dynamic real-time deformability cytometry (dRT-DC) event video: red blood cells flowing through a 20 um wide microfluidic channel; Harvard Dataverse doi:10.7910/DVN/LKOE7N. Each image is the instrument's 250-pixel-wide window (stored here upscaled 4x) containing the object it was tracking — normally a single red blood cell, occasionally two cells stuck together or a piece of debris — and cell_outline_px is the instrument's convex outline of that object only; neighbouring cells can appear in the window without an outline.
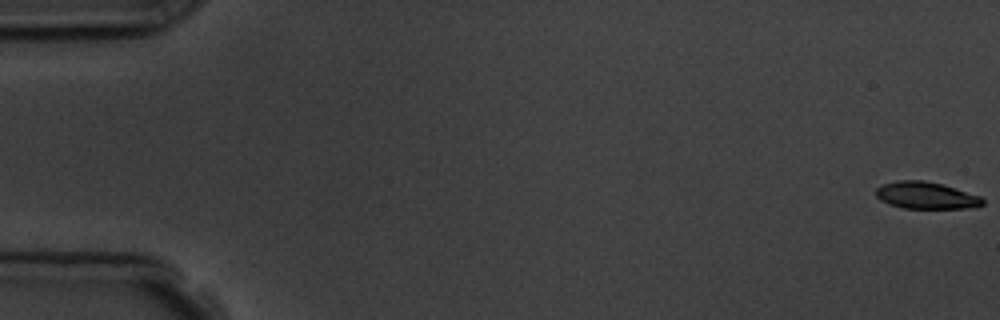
{"species": "common noctule bat (a hibernating species)", "species_latin": "Nyctalus noctula", "temperature_condition": "room temperature", "stored_images_in_passage": 5, "camera_frame_rate_fps": 3000, "um_per_image_px": 0.085, "animal": {"sex": "male", "body_mass_g": 19.5, "forearm_length_mm": 54.6}, "frame": {"image": 1, "passage_image": 1, "time_ms": 0.0, "image_size_px": [1000, 320], "cell_outline_px": [[984, 204], [968, 208], [904, 208], [888, 204], [880, 200], [876, 196], [876, 188], [884, 184], [896, 180], [924, 180], [944, 184], [980, 196], [984, 200]], "centroid_in_image_um": [78.7, 16.6], "position_along_channel_um": 6.3, "area_um2": 16.82}}
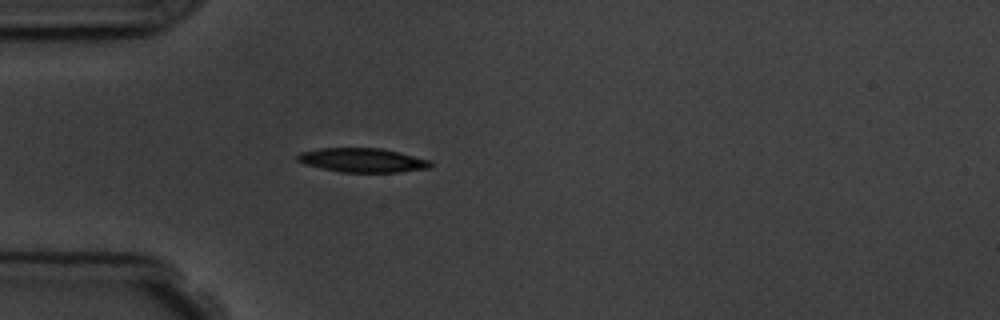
{"frame": {"image": 2, "passage_image": 5, "time_ms": 5.333, "image_size_px": [1000, 320], "cell_outline_px": [[432, 164], [428, 168], [400, 172], [340, 172], [304, 164], [296, 160], [296, 156], [300, 152], [320, 148], [380, 148], [400, 152], [432, 160]], "centroid_in_image_um": [30.81, 13.61], "position_along_channel_um": 54.2, "area_um2": 18.79}}